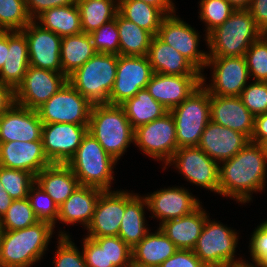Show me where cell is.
Masks as SVG:
<instances>
[{"label":"cell","mask_w":267,"mask_h":267,"mask_svg":"<svg viewBox=\"0 0 267 267\" xmlns=\"http://www.w3.org/2000/svg\"><path fill=\"white\" fill-rule=\"evenodd\" d=\"M13 199L11 196L4 190L3 185L0 183V219L6 213L10 205L12 204Z\"/></svg>","instance_id":"obj_57"},{"label":"cell","mask_w":267,"mask_h":267,"mask_svg":"<svg viewBox=\"0 0 267 267\" xmlns=\"http://www.w3.org/2000/svg\"><path fill=\"white\" fill-rule=\"evenodd\" d=\"M129 267H149V266H141L139 264H136L134 262H131V264L129 265Z\"/></svg>","instance_id":"obj_60"},{"label":"cell","mask_w":267,"mask_h":267,"mask_svg":"<svg viewBox=\"0 0 267 267\" xmlns=\"http://www.w3.org/2000/svg\"><path fill=\"white\" fill-rule=\"evenodd\" d=\"M92 106L67 81L61 89L36 110L43 124L71 123L89 125Z\"/></svg>","instance_id":"obj_9"},{"label":"cell","mask_w":267,"mask_h":267,"mask_svg":"<svg viewBox=\"0 0 267 267\" xmlns=\"http://www.w3.org/2000/svg\"><path fill=\"white\" fill-rule=\"evenodd\" d=\"M88 132L117 162L127 147L134 143V129L120 105H93Z\"/></svg>","instance_id":"obj_4"},{"label":"cell","mask_w":267,"mask_h":267,"mask_svg":"<svg viewBox=\"0 0 267 267\" xmlns=\"http://www.w3.org/2000/svg\"><path fill=\"white\" fill-rule=\"evenodd\" d=\"M116 163L95 137L87 132L79 148L66 164L78 178L80 185L110 190Z\"/></svg>","instance_id":"obj_6"},{"label":"cell","mask_w":267,"mask_h":267,"mask_svg":"<svg viewBox=\"0 0 267 267\" xmlns=\"http://www.w3.org/2000/svg\"><path fill=\"white\" fill-rule=\"evenodd\" d=\"M29 64L28 42L22 31H9V51L0 70V81L14 90L23 81Z\"/></svg>","instance_id":"obj_29"},{"label":"cell","mask_w":267,"mask_h":267,"mask_svg":"<svg viewBox=\"0 0 267 267\" xmlns=\"http://www.w3.org/2000/svg\"><path fill=\"white\" fill-rule=\"evenodd\" d=\"M124 211L125 190H104L97 200L92 220L86 228V237L118 236Z\"/></svg>","instance_id":"obj_18"},{"label":"cell","mask_w":267,"mask_h":267,"mask_svg":"<svg viewBox=\"0 0 267 267\" xmlns=\"http://www.w3.org/2000/svg\"><path fill=\"white\" fill-rule=\"evenodd\" d=\"M7 51H9V31H0V70L6 61Z\"/></svg>","instance_id":"obj_56"},{"label":"cell","mask_w":267,"mask_h":267,"mask_svg":"<svg viewBox=\"0 0 267 267\" xmlns=\"http://www.w3.org/2000/svg\"><path fill=\"white\" fill-rule=\"evenodd\" d=\"M236 10L237 9H248L251 0H227Z\"/></svg>","instance_id":"obj_58"},{"label":"cell","mask_w":267,"mask_h":267,"mask_svg":"<svg viewBox=\"0 0 267 267\" xmlns=\"http://www.w3.org/2000/svg\"><path fill=\"white\" fill-rule=\"evenodd\" d=\"M244 57L253 81L267 82V35L265 33L251 44Z\"/></svg>","instance_id":"obj_43"},{"label":"cell","mask_w":267,"mask_h":267,"mask_svg":"<svg viewBox=\"0 0 267 267\" xmlns=\"http://www.w3.org/2000/svg\"><path fill=\"white\" fill-rule=\"evenodd\" d=\"M145 198L147 209L153 214L151 218L159 219L161 221L159 225L192 213L201 203L199 199L192 196V193L182 187L160 189L152 194H147Z\"/></svg>","instance_id":"obj_19"},{"label":"cell","mask_w":267,"mask_h":267,"mask_svg":"<svg viewBox=\"0 0 267 267\" xmlns=\"http://www.w3.org/2000/svg\"><path fill=\"white\" fill-rule=\"evenodd\" d=\"M210 114L214 123L243 133L251 139L255 116L246 108L239 96L210 94Z\"/></svg>","instance_id":"obj_24"},{"label":"cell","mask_w":267,"mask_h":267,"mask_svg":"<svg viewBox=\"0 0 267 267\" xmlns=\"http://www.w3.org/2000/svg\"><path fill=\"white\" fill-rule=\"evenodd\" d=\"M201 84L202 76H172L154 73L146 89L169 111L180 105Z\"/></svg>","instance_id":"obj_23"},{"label":"cell","mask_w":267,"mask_h":267,"mask_svg":"<svg viewBox=\"0 0 267 267\" xmlns=\"http://www.w3.org/2000/svg\"><path fill=\"white\" fill-rule=\"evenodd\" d=\"M34 20H37L36 23L41 27L54 32L61 38L83 32L80 11L76 3L47 9Z\"/></svg>","instance_id":"obj_32"},{"label":"cell","mask_w":267,"mask_h":267,"mask_svg":"<svg viewBox=\"0 0 267 267\" xmlns=\"http://www.w3.org/2000/svg\"><path fill=\"white\" fill-rule=\"evenodd\" d=\"M82 245L86 267H115L107 266L106 236L85 237Z\"/></svg>","instance_id":"obj_47"},{"label":"cell","mask_w":267,"mask_h":267,"mask_svg":"<svg viewBox=\"0 0 267 267\" xmlns=\"http://www.w3.org/2000/svg\"><path fill=\"white\" fill-rule=\"evenodd\" d=\"M42 128L37 110L14 103L0 115V142L42 140Z\"/></svg>","instance_id":"obj_20"},{"label":"cell","mask_w":267,"mask_h":267,"mask_svg":"<svg viewBox=\"0 0 267 267\" xmlns=\"http://www.w3.org/2000/svg\"><path fill=\"white\" fill-rule=\"evenodd\" d=\"M200 20L205 22L207 35L216 27L223 24L236 10L227 0H200Z\"/></svg>","instance_id":"obj_41"},{"label":"cell","mask_w":267,"mask_h":267,"mask_svg":"<svg viewBox=\"0 0 267 267\" xmlns=\"http://www.w3.org/2000/svg\"><path fill=\"white\" fill-rule=\"evenodd\" d=\"M51 164L44 153L42 140L0 142L1 167L25 170L36 176Z\"/></svg>","instance_id":"obj_21"},{"label":"cell","mask_w":267,"mask_h":267,"mask_svg":"<svg viewBox=\"0 0 267 267\" xmlns=\"http://www.w3.org/2000/svg\"><path fill=\"white\" fill-rule=\"evenodd\" d=\"M207 66L213 69L212 83H205L202 74V84L211 95L240 96L250 78L244 56L208 57Z\"/></svg>","instance_id":"obj_11"},{"label":"cell","mask_w":267,"mask_h":267,"mask_svg":"<svg viewBox=\"0 0 267 267\" xmlns=\"http://www.w3.org/2000/svg\"><path fill=\"white\" fill-rule=\"evenodd\" d=\"M178 249L174 243L158 228L148 234L132 248V262L141 266L159 267Z\"/></svg>","instance_id":"obj_31"},{"label":"cell","mask_w":267,"mask_h":267,"mask_svg":"<svg viewBox=\"0 0 267 267\" xmlns=\"http://www.w3.org/2000/svg\"><path fill=\"white\" fill-rule=\"evenodd\" d=\"M251 142L267 146V113L255 116Z\"/></svg>","instance_id":"obj_53"},{"label":"cell","mask_w":267,"mask_h":267,"mask_svg":"<svg viewBox=\"0 0 267 267\" xmlns=\"http://www.w3.org/2000/svg\"><path fill=\"white\" fill-rule=\"evenodd\" d=\"M200 205L192 213L171 219L159 225V229L174 243L177 249L193 250L208 218Z\"/></svg>","instance_id":"obj_27"},{"label":"cell","mask_w":267,"mask_h":267,"mask_svg":"<svg viewBox=\"0 0 267 267\" xmlns=\"http://www.w3.org/2000/svg\"><path fill=\"white\" fill-rule=\"evenodd\" d=\"M147 205L146 198L135 193L125 191V211L121 220L119 237L132 249L147 234L145 208Z\"/></svg>","instance_id":"obj_30"},{"label":"cell","mask_w":267,"mask_h":267,"mask_svg":"<svg viewBox=\"0 0 267 267\" xmlns=\"http://www.w3.org/2000/svg\"><path fill=\"white\" fill-rule=\"evenodd\" d=\"M92 39L87 33L66 36L61 42L62 73L68 77L96 54Z\"/></svg>","instance_id":"obj_33"},{"label":"cell","mask_w":267,"mask_h":267,"mask_svg":"<svg viewBox=\"0 0 267 267\" xmlns=\"http://www.w3.org/2000/svg\"><path fill=\"white\" fill-rule=\"evenodd\" d=\"M103 191L98 187L79 185L59 206L57 220L73 225L79 222L87 228L92 220L97 200Z\"/></svg>","instance_id":"obj_26"},{"label":"cell","mask_w":267,"mask_h":267,"mask_svg":"<svg viewBox=\"0 0 267 267\" xmlns=\"http://www.w3.org/2000/svg\"><path fill=\"white\" fill-rule=\"evenodd\" d=\"M169 112L175 121L178 148L197 147L205 127L211 120L208 90L201 84Z\"/></svg>","instance_id":"obj_7"},{"label":"cell","mask_w":267,"mask_h":267,"mask_svg":"<svg viewBox=\"0 0 267 267\" xmlns=\"http://www.w3.org/2000/svg\"><path fill=\"white\" fill-rule=\"evenodd\" d=\"M147 58L154 73L172 76H202V73L184 56L153 36Z\"/></svg>","instance_id":"obj_25"},{"label":"cell","mask_w":267,"mask_h":267,"mask_svg":"<svg viewBox=\"0 0 267 267\" xmlns=\"http://www.w3.org/2000/svg\"><path fill=\"white\" fill-rule=\"evenodd\" d=\"M21 31L28 42L30 66L62 73V38L54 32L44 29L35 20H32Z\"/></svg>","instance_id":"obj_17"},{"label":"cell","mask_w":267,"mask_h":267,"mask_svg":"<svg viewBox=\"0 0 267 267\" xmlns=\"http://www.w3.org/2000/svg\"><path fill=\"white\" fill-rule=\"evenodd\" d=\"M76 4L82 31L87 34L113 20L118 13V0H76Z\"/></svg>","instance_id":"obj_36"},{"label":"cell","mask_w":267,"mask_h":267,"mask_svg":"<svg viewBox=\"0 0 267 267\" xmlns=\"http://www.w3.org/2000/svg\"><path fill=\"white\" fill-rule=\"evenodd\" d=\"M221 163L220 195L245 204L251 201L253 192H260L265 188L267 146L249 141L235 156Z\"/></svg>","instance_id":"obj_1"},{"label":"cell","mask_w":267,"mask_h":267,"mask_svg":"<svg viewBox=\"0 0 267 267\" xmlns=\"http://www.w3.org/2000/svg\"><path fill=\"white\" fill-rule=\"evenodd\" d=\"M263 34L248 9H237L207 35L208 57L244 56Z\"/></svg>","instance_id":"obj_3"},{"label":"cell","mask_w":267,"mask_h":267,"mask_svg":"<svg viewBox=\"0 0 267 267\" xmlns=\"http://www.w3.org/2000/svg\"><path fill=\"white\" fill-rule=\"evenodd\" d=\"M249 247L252 262L261 263L267 267V220L255 228Z\"/></svg>","instance_id":"obj_49"},{"label":"cell","mask_w":267,"mask_h":267,"mask_svg":"<svg viewBox=\"0 0 267 267\" xmlns=\"http://www.w3.org/2000/svg\"><path fill=\"white\" fill-rule=\"evenodd\" d=\"M90 37L97 53L120 55L119 32L116 17L91 32Z\"/></svg>","instance_id":"obj_44"},{"label":"cell","mask_w":267,"mask_h":267,"mask_svg":"<svg viewBox=\"0 0 267 267\" xmlns=\"http://www.w3.org/2000/svg\"><path fill=\"white\" fill-rule=\"evenodd\" d=\"M118 13L153 36L158 34L161 22L166 17L159 9L138 0H118Z\"/></svg>","instance_id":"obj_37"},{"label":"cell","mask_w":267,"mask_h":267,"mask_svg":"<svg viewBox=\"0 0 267 267\" xmlns=\"http://www.w3.org/2000/svg\"><path fill=\"white\" fill-rule=\"evenodd\" d=\"M256 25L263 33L267 32V0H251L248 8Z\"/></svg>","instance_id":"obj_52"},{"label":"cell","mask_w":267,"mask_h":267,"mask_svg":"<svg viewBox=\"0 0 267 267\" xmlns=\"http://www.w3.org/2000/svg\"><path fill=\"white\" fill-rule=\"evenodd\" d=\"M116 23L119 32L120 55L147 56L153 35L139 27L134 22L116 14Z\"/></svg>","instance_id":"obj_35"},{"label":"cell","mask_w":267,"mask_h":267,"mask_svg":"<svg viewBox=\"0 0 267 267\" xmlns=\"http://www.w3.org/2000/svg\"><path fill=\"white\" fill-rule=\"evenodd\" d=\"M53 232L54 227L43 221L20 230H3L0 267H31L43 258Z\"/></svg>","instance_id":"obj_2"},{"label":"cell","mask_w":267,"mask_h":267,"mask_svg":"<svg viewBox=\"0 0 267 267\" xmlns=\"http://www.w3.org/2000/svg\"><path fill=\"white\" fill-rule=\"evenodd\" d=\"M35 183L60 206L80 185L67 164L52 163L35 176Z\"/></svg>","instance_id":"obj_28"},{"label":"cell","mask_w":267,"mask_h":267,"mask_svg":"<svg viewBox=\"0 0 267 267\" xmlns=\"http://www.w3.org/2000/svg\"><path fill=\"white\" fill-rule=\"evenodd\" d=\"M118 55L96 53L67 81L92 105L109 104V95L117 74Z\"/></svg>","instance_id":"obj_5"},{"label":"cell","mask_w":267,"mask_h":267,"mask_svg":"<svg viewBox=\"0 0 267 267\" xmlns=\"http://www.w3.org/2000/svg\"><path fill=\"white\" fill-rule=\"evenodd\" d=\"M134 144L143 150V154L163 161L165 166L178 149L176 126L170 112L134 129Z\"/></svg>","instance_id":"obj_10"},{"label":"cell","mask_w":267,"mask_h":267,"mask_svg":"<svg viewBox=\"0 0 267 267\" xmlns=\"http://www.w3.org/2000/svg\"><path fill=\"white\" fill-rule=\"evenodd\" d=\"M157 36L203 72L208 53L198 49L201 37L194 28L173 14L162 20Z\"/></svg>","instance_id":"obj_15"},{"label":"cell","mask_w":267,"mask_h":267,"mask_svg":"<svg viewBox=\"0 0 267 267\" xmlns=\"http://www.w3.org/2000/svg\"><path fill=\"white\" fill-rule=\"evenodd\" d=\"M2 235H3V229L0 227V247H1V239H2Z\"/></svg>","instance_id":"obj_61"},{"label":"cell","mask_w":267,"mask_h":267,"mask_svg":"<svg viewBox=\"0 0 267 267\" xmlns=\"http://www.w3.org/2000/svg\"><path fill=\"white\" fill-rule=\"evenodd\" d=\"M107 266L129 267L132 249L119 236H106Z\"/></svg>","instance_id":"obj_48"},{"label":"cell","mask_w":267,"mask_h":267,"mask_svg":"<svg viewBox=\"0 0 267 267\" xmlns=\"http://www.w3.org/2000/svg\"><path fill=\"white\" fill-rule=\"evenodd\" d=\"M147 3L159 9L165 16L173 15L175 13V6L172 0H138Z\"/></svg>","instance_id":"obj_55"},{"label":"cell","mask_w":267,"mask_h":267,"mask_svg":"<svg viewBox=\"0 0 267 267\" xmlns=\"http://www.w3.org/2000/svg\"><path fill=\"white\" fill-rule=\"evenodd\" d=\"M238 237L235 230L209 220L208 215L193 252L206 266L229 267L240 261L235 258Z\"/></svg>","instance_id":"obj_8"},{"label":"cell","mask_w":267,"mask_h":267,"mask_svg":"<svg viewBox=\"0 0 267 267\" xmlns=\"http://www.w3.org/2000/svg\"><path fill=\"white\" fill-rule=\"evenodd\" d=\"M76 0H26L28 14L34 20L38 15L47 9L73 5Z\"/></svg>","instance_id":"obj_51"},{"label":"cell","mask_w":267,"mask_h":267,"mask_svg":"<svg viewBox=\"0 0 267 267\" xmlns=\"http://www.w3.org/2000/svg\"><path fill=\"white\" fill-rule=\"evenodd\" d=\"M239 97L254 116L267 113V82L247 84Z\"/></svg>","instance_id":"obj_46"},{"label":"cell","mask_w":267,"mask_h":267,"mask_svg":"<svg viewBox=\"0 0 267 267\" xmlns=\"http://www.w3.org/2000/svg\"><path fill=\"white\" fill-rule=\"evenodd\" d=\"M0 183L13 200L26 198L35 176L25 170L8 169L0 166Z\"/></svg>","instance_id":"obj_40"},{"label":"cell","mask_w":267,"mask_h":267,"mask_svg":"<svg viewBox=\"0 0 267 267\" xmlns=\"http://www.w3.org/2000/svg\"><path fill=\"white\" fill-rule=\"evenodd\" d=\"M174 164L187 181L219 194L220 163L211 159L202 149L178 148L166 166Z\"/></svg>","instance_id":"obj_12"},{"label":"cell","mask_w":267,"mask_h":267,"mask_svg":"<svg viewBox=\"0 0 267 267\" xmlns=\"http://www.w3.org/2000/svg\"><path fill=\"white\" fill-rule=\"evenodd\" d=\"M27 199L39 221L50 223L54 228L59 215V206L36 183L29 191Z\"/></svg>","instance_id":"obj_42"},{"label":"cell","mask_w":267,"mask_h":267,"mask_svg":"<svg viewBox=\"0 0 267 267\" xmlns=\"http://www.w3.org/2000/svg\"><path fill=\"white\" fill-rule=\"evenodd\" d=\"M255 264V265H254ZM254 264L252 263H246V261H244L243 259L240 261L235 262L234 264L230 265L229 267H265L263 264L261 263H257L255 262Z\"/></svg>","instance_id":"obj_59"},{"label":"cell","mask_w":267,"mask_h":267,"mask_svg":"<svg viewBox=\"0 0 267 267\" xmlns=\"http://www.w3.org/2000/svg\"><path fill=\"white\" fill-rule=\"evenodd\" d=\"M89 125L71 123L43 124L42 141L51 163L66 164L79 148Z\"/></svg>","instance_id":"obj_16"},{"label":"cell","mask_w":267,"mask_h":267,"mask_svg":"<svg viewBox=\"0 0 267 267\" xmlns=\"http://www.w3.org/2000/svg\"><path fill=\"white\" fill-rule=\"evenodd\" d=\"M67 82L63 73L29 66L23 81L14 90L15 103L36 110Z\"/></svg>","instance_id":"obj_14"},{"label":"cell","mask_w":267,"mask_h":267,"mask_svg":"<svg viewBox=\"0 0 267 267\" xmlns=\"http://www.w3.org/2000/svg\"><path fill=\"white\" fill-rule=\"evenodd\" d=\"M39 222L26 198L13 200L6 213L0 219L3 230H20Z\"/></svg>","instance_id":"obj_39"},{"label":"cell","mask_w":267,"mask_h":267,"mask_svg":"<svg viewBox=\"0 0 267 267\" xmlns=\"http://www.w3.org/2000/svg\"><path fill=\"white\" fill-rule=\"evenodd\" d=\"M154 72L147 56L118 55L117 74L109 95V104L121 105L146 88Z\"/></svg>","instance_id":"obj_13"},{"label":"cell","mask_w":267,"mask_h":267,"mask_svg":"<svg viewBox=\"0 0 267 267\" xmlns=\"http://www.w3.org/2000/svg\"><path fill=\"white\" fill-rule=\"evenodd\" d=\"M15 103L14 89L0 81V115L6 112Z\"/></svg>","instance_id":"obj_54"},{"label":"cell","mask_w":267,"mask_h":267,"mask_svg":"<svg viewBox=\"0 0 267 267\" xmlns=\"http://www.w3.org/2000/svg\"><path fill=\"white\" fill-rule=\"evenodd\" d=\"M54 267H86L83 253H81L69 234L59 231Z\"/></svg>","instance_id":"obj_45"},{"label":"cell","mask_w":267,"mask_h":267,"mask_svg":"<svg viewBox=\"0 0 267 267\" xmlns=\"http://www.w3.org/2000/svg\"><path fill=\"white\" fill-rule=\"evenodd\" d=\"M31 21L26 0H0V31H21Z\"/></svg>","instance_id":"obj_38"},{"label":"cell","mask_w":267,"mask_h":267,"mask_svg":"<svg viewBox=\"0 0 267 267\" xmlns=\"http://www.w3.org/2000/svg\"><path fill=\"white\" fill-rule=\"evenodd\" d=\"M133 129L163 117L169 111L144 88L120 105Z\"/></svg>","instance_id":"obj_34"},{"label":"cell","mask_w":267,"mask_h":267,"mask_svg":"<svg viewBox=\"0 0 267 267\" xmlns=\"http://www.w3.org/2000/svg\"><path fill=\"white\" fill-rule=\"evenodd\" d=\"M159 267H206L193 250L178 249Z\"/></svg>","instance_id":"obj_50"},{"label":"cell","mask_w":267,"mask_h":267,"mask_svg":"<svg viewBox=\"0 0 267 267\" xmlns=\"http://www.w3.org/2000/svg\"><path fill=\"white\" fill-rule=\"evenodd\" d=\"M250 141L239 133L222 125L209 121L205 127L198 148L202 149L217 163L228 160L242 150Z\"/></svg>","instance_id":"obj_22"}]
</instances>
